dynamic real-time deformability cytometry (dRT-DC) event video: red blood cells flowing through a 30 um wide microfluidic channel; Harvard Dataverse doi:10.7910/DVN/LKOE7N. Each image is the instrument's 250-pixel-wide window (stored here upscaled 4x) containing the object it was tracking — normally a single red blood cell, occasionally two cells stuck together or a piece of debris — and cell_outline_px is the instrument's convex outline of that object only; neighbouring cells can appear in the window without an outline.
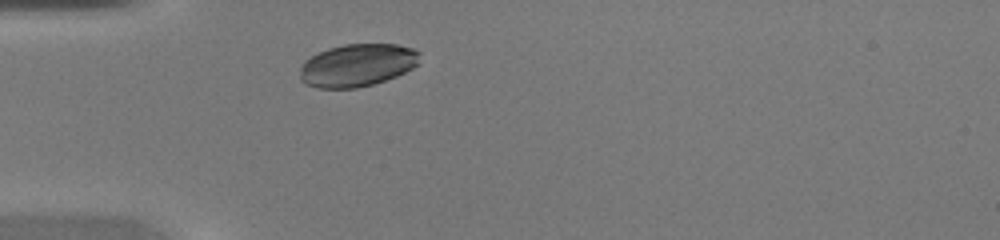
{"species": "common noctule bat (a hibernating species)", "species_latin": "Nyctalus noctula", "temperature_condition": "warm", "stored_images_in_passage": 27, "camera_frame_rate_fps": 3000, "um_per_image_px": 0.085, "animal": {"sex": "female", "body_mass_g": 20.0, "forearm_length_mm": 54.0}, "frame": {"image": 1, "passage_image": 1, "time_ms": 0.0, "image_size_px": [1000, 240], "cell_outline_px": [[420, 64], [396, 76], [372, 84], [356, 88], [316, 88], [300, 80], [300, 68], [304, 60], [328, 48], [344, 44], [396, 44], [412, 48], [420, 52]], "centroid_in_image_um": [30.38, 5.53], "position_along_channel_um": 54.6, "area_um2": 29.82}}
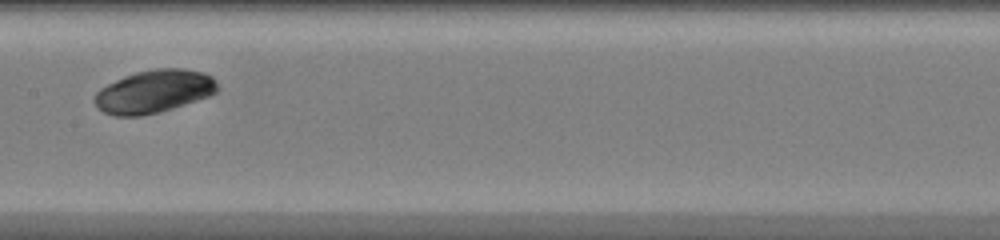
{"frame": {"image": 2, "passage_image": 11, "time_ms": 3.333, "image_size_px": [1000, 240], "cell_outline_px": [[220, 88], [216, 92], [208, 96], [160, 112], [140, 116], [112, 116], [96, 108], [96, 92], [100, 88], [124, 76], [136, 72], [156, 68], [184, 68], [204, 72], [212, 76], [216, 80]], "centroid_in_image_um": [13.11, 7.77], "position_along_channel_um": 194.3, "area_um2": 30.81}}
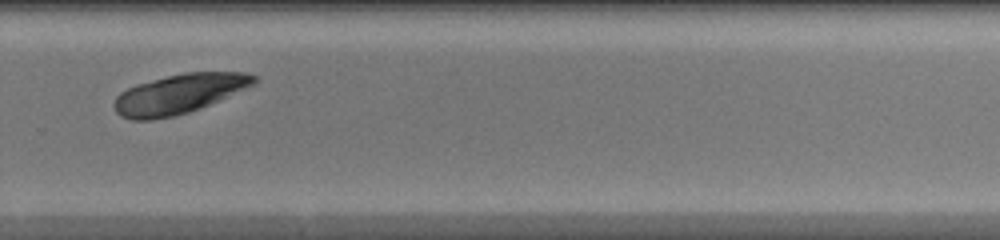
{"frame": {"image": 3, "passage_image": 19, "time_ms": 6.0, "image_size_px": [1000, 240], "cell_outline_px": [[260, 80], [256, 84], [200, 108], [176, 116], [152, 120], [132, 120], [120, 116], [116, 112], [112, 104], [116, 96], [120, 92], [136, 84], [184, 72], [248, 72], [256, 76]], "centroid_in_image_um": [15.22, 7.98], "position_along_channel_um": 314.6, "area_um2": 32.43}}